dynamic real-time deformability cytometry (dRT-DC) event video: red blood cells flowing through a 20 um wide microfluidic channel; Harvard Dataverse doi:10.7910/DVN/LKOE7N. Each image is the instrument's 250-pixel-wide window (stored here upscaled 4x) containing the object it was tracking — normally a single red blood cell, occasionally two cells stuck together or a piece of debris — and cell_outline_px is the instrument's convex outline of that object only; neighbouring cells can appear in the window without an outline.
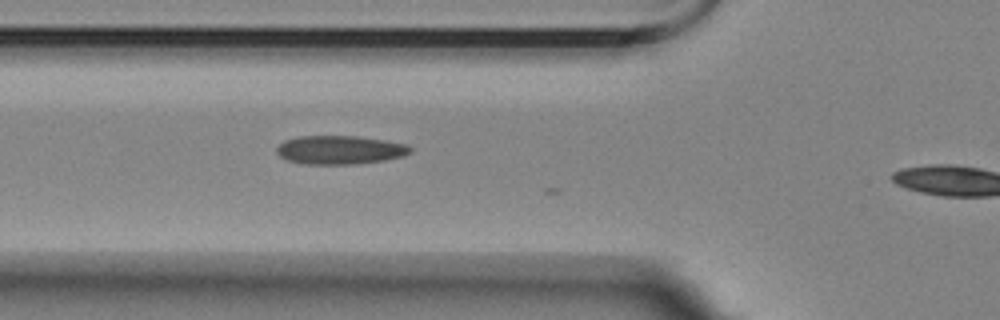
{"species": "Egyptian fruit bat (a non-hibernating species)", "species_latin": "Rousettus aegyptiacus", "temperature_condition": "room temperature", "stored_images_in_passage": 3, "camera_frame_rate_fps": 3000, "um_per_image_px": 0.085, "animal": {"sex": "female"}, "frame": {"image": 1, "passage_image": 2, "time_ms": 0.333, "image_size_px": [1000, 320], "cell_outline_px": [[412, 152], [404, 156], [384, 160], [352, 164], [304, 164], [288, 160], [280, 156], [276, 152], [276, 148], [284, 140], [296, 136], [356, 136], [384, 140], [404, 144], [412, 148]], "centroid_in_image_um": [28.87, 12.74], "position_along_channel_um": 96.9, "area_um2": 22.25}}